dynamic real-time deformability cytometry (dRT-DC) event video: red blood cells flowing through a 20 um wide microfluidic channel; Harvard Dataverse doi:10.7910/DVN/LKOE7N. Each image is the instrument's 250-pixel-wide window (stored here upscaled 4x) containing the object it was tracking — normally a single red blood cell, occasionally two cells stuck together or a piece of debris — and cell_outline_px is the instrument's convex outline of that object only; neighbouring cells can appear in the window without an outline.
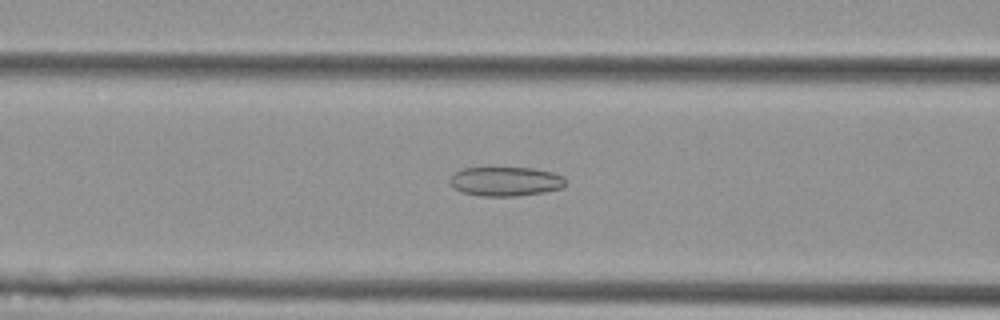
{"species": "Egyptian fruit bat (a non-hibernating species)", "species_latin": "Rousettus aegyptiacus", "temperature_condition": "cold", "stored_images_in_passage": 47, "camera_frame_rate_fps": 3000, "um_per_image_px": 0.085, "animal": {"sex": "female"}, "frame": {"image": 1, "passage_image": 14, "time_ms": 4.333, "image_size_px": [1000, 320], "cell_outline_px": [[568, 180], [560, 188], [544, 192], [516, 196], [480, 196], [460, 192], [452, 188], [448, 180], [456, 172], [464, 168], [532, 168], [552, 172], [564, 176]], "centroid_in_image_um": [42.95, 15.43], "position_along_channel_um": 123.6, "area_um2": 19.83}}
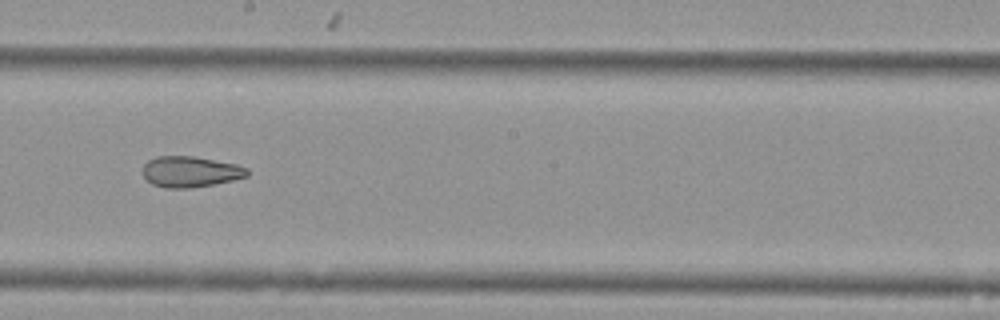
{"frame": {"image": 2, "passage_image": 23, "time_ms": 7.333, "image_size_px": [1000, 320], "cell_outline_px": [[248, 176], [232, 180], [212, 184], [188, 188], [164, 188], [152, 184], [140, 172], [144, 164], [148, 160], [156, 156], [192, 156], [236, 164], [248, 168]], "centroid_in_image_um": [16.13, 14.59], "position_along_channel_um": 232.1, "area_um2": 18.79}}
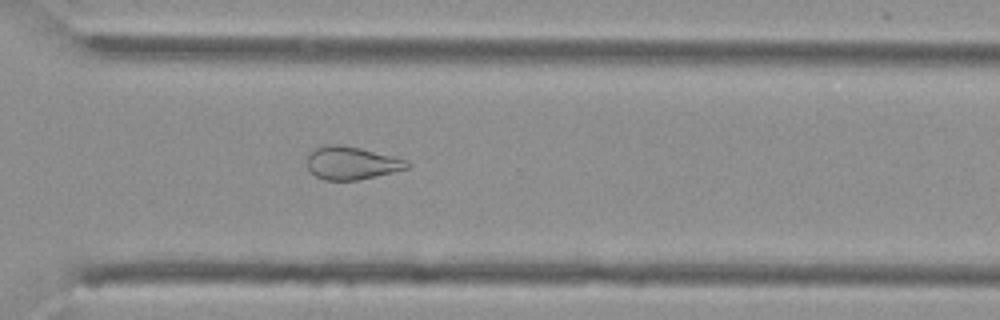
{"frame": {"image": 3, "passage_image": 32, "time_ms": 10.333, "image_size_px": [1000, 320], "cell_outline_px": [[412, 164], [408, 168], [392, 172], [356, 180], [324, 180], [316, 176], [308, 168], [308, 156], [316, 148], [324, 144], [340, 144], [360, 148], [408, 160]], "centroid_in_image_um": [29.9, 13.85], "position_along_channel_um": 340.7, "area_um2": 19.02}, "authors_computed_cell_mechanics": {"area_um2": 21.7906, "velocity_mm_per_s": 3.6213, "shape_relaxation_time_tau1_ms": null, "shape_relaxation_time_tau2_ms": 4.7357, "deformation_change_tau1": null, "deformation_change_tau2": 0.1194}}